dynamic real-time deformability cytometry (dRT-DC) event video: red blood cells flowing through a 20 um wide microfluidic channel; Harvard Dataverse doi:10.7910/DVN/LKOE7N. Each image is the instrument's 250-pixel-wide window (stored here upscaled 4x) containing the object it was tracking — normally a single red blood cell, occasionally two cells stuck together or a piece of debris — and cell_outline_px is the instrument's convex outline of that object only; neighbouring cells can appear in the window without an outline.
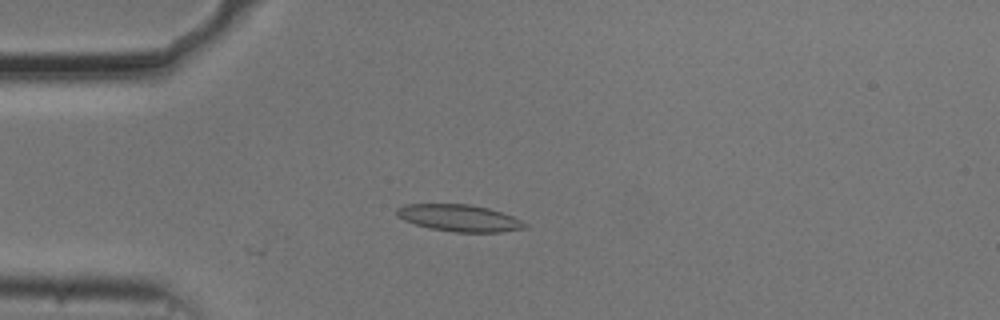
{"species": "common noctule bat (a hibernating species)", "species_latin": "Nyctalus noctula", "temperature_condition": "cold", "stored_images_in_passage": 13, "camera_frame_rate_fps": 3000, "um_per_image_px": 0.085, "animal": {"sex": "male", "body_mass_g": 20.5, "forearm_length_mm": 52.5}, "frame": {"image": 1, "passage_image": 13, "time_ms": 4.0, "image_size_px": [1000, 320], "cell_outline_px": [[528, 228], [500, 232], [452, 232], [432, 228], [416, 224], [404, 220], [396, 216], [396, 208], [404, 204], [468, 204], [488, 208], [512, 216], [528, 224]], "centroid_in_image_um": [39.03, 18.53], "position_along_channel_um": 46.0, "area_um2": 20.0}}